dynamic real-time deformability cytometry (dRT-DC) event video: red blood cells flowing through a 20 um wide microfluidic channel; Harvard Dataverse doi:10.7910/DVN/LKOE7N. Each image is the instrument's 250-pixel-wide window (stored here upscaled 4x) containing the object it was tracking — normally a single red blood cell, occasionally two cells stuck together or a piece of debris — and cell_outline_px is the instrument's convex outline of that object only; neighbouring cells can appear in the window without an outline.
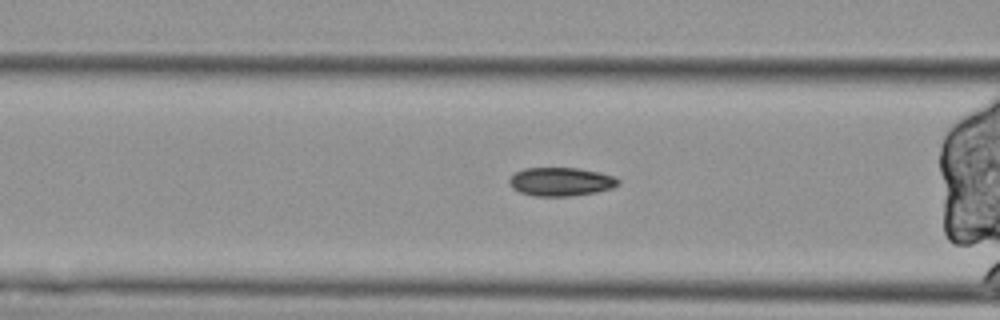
{"species": "Egyptian fruit bat (a non-hibernating species)", "species_latin": "Rousettus aegyptiacus", "temperature_condition": "cold", "stored_images_in_passage": 40, "segment_of_instrument_passage": [2, 2], "camera_frame_rate_fps": 3000, "um_per_image_px": 0.085, "animal": {"sex": "female"}, "frame": {"image": 1, "passage_image": 20, "time_ms": 6.333, "image_size_px": [1000, 320], "cell_outline_px": [[620, 184], [612, 188], [596, 192], [568, 196], [532, 196], [520, 192], [512, 188], [508, 184], [508, 180], [516, 172], [524, 168], [576, 168], [600, 172], [612, 176], [620, 180]], "centroid_in_image_um": [47.65, 15.45], "position_along_channel_um": 118.9, "area_um2": 18.15}}
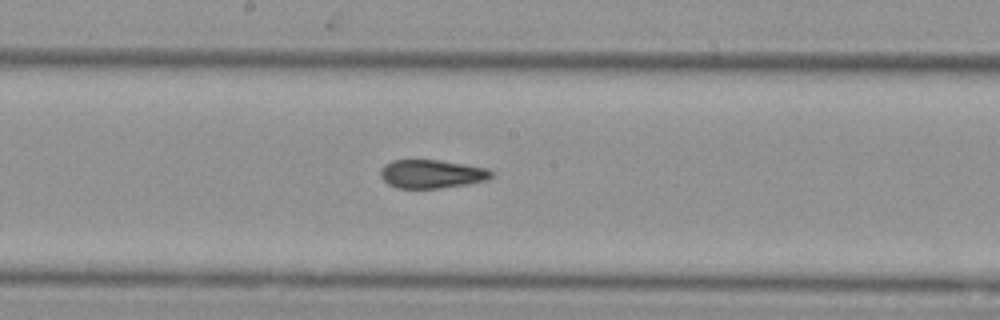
{"frame": {"image": 2, "passage_image": 28, "time_ms": 9.0, "image_size_px": [1000, 320], "cell_outline_px": [[496, 172], [488, 180], [468, 184], [440, 188], [396, 188], [388, 184], [380, 176], [380, 168], [384, 164], [392, 160], [440, 160], [488, 168]], "centroid_in_image_um": [36.71, 14.78], "position_along_channel_um": 211.5, "area_um2": 18.67}}
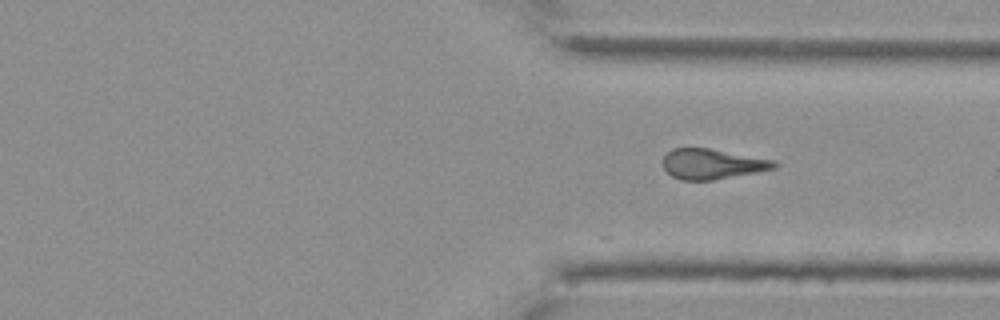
{"frame": {"image": 3, "passage_image": 40, "time_ms": 13.0, "image_size_px": [1000, 320], "cell_outline_px": [[780, 164], [776, 168], [716, 180], [680, 180], [672, 176], [664, 168], [664, 156], [672, 148], [708, 148], [776, 160]], "centroid_in_image_um": [60.58, 13.94], "position_along_channel_um": 350.8, "area_um2": 19.65}}